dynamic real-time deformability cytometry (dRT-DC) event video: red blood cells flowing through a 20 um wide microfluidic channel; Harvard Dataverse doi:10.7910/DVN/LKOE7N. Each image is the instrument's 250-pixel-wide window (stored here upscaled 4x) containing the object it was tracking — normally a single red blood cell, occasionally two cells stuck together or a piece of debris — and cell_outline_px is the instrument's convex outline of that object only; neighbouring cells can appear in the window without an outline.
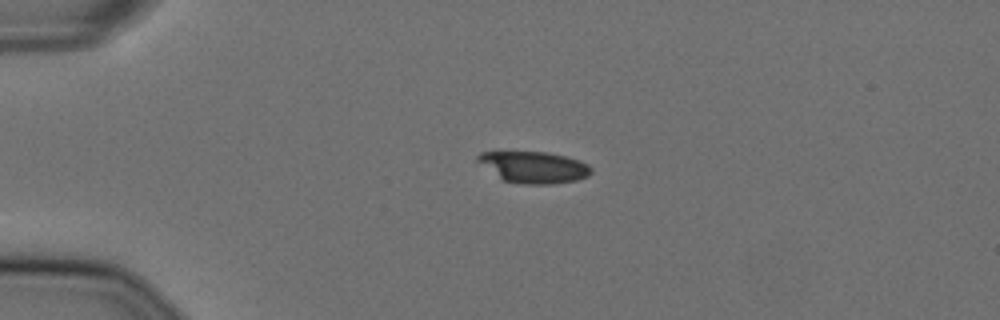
{"species": "Egyptian fruit bat (a non-hibernating species)", "species_latin": "Rousettus aegyptiacus", "temperature_condition": "cold", "stored_images_in_passage": 43, "camera_frame_rate_fps": 3000, "um_per_image_px": 0.085, "animal": {"sex": "female"}, "frame": {"image": 1, "passage_image": 1, "time_ms": 0.0, "image_size_px": [1000, 320], "cell_outline_px": [[592, 172], [588, 176], [576, 180], [552, 184], [520, 184], [504, 180], [476, 160], [476, 156], [480, 152], [548, 152], [580, 160], [588, 164], [592, 168]], "centroid_in_image_um": [45.41, 14.21], "position_along_channel_um": 39.6, "area_um2": 20.63}}
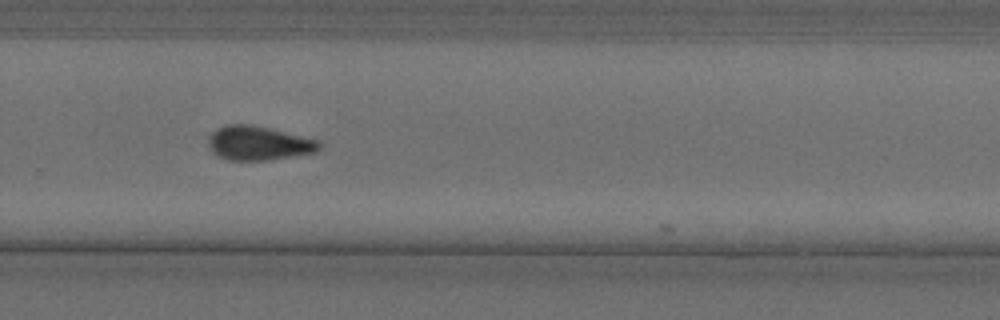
{"frame": {"image": 2, "passage_image": 26, "time_ms": 8.333, "image_size_px": [1000, 320], "cell_outline_px": [[320, 148], [316, 152], [268, 160], [228, 160], [212, 152], [208, 144], [208, 136], [216, 128], [224, 124], [252, 124], [320, 140]], "centroid_in_image_um": [21.95, 12.15], "position_along_channel_um": 307.8, "area_um2": 22.14}}
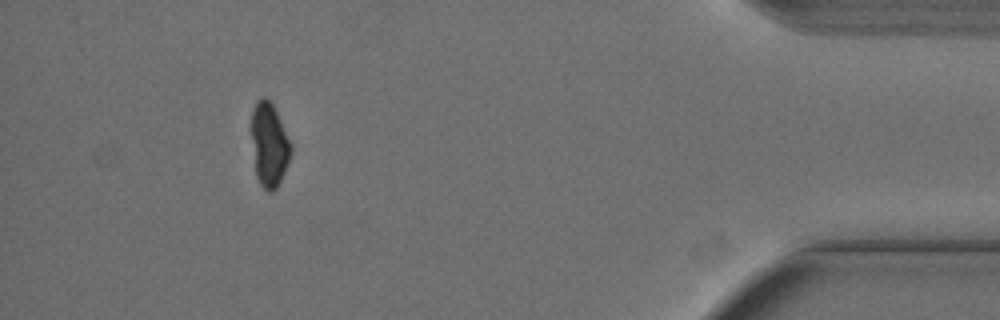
{"frame": {"image": 3, "passage_image": 39, "time_ms": 12.667, "image_size_px": [1000, 320], "cell_outline_px": [[292, 152], [280, 180], [276, 188], [272, 192], [268, 192], [260, 184], [256, 176], [248, 128], [252, 108], [256, 100], [260, 96], [264, 96], [272, 104], [292, 144]], "centroid_in_image_um": [22.81, 12.25], "position_along_channel_um": 412.4, "area_um2": 19.88}, "authors_computed_cell_mechanics": {"area_um2": 21.675, "velocity_mm_per_s": 3.6417, "shape_relaxation_time_tau1_ms": null, "shape_relaxation_time_tau2_ms": 7.7395, "deformation_change_tau1": null, "deformation_change_tau2": 0.139}}